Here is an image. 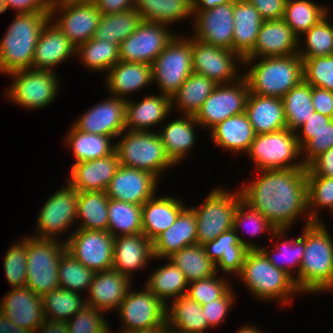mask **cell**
I'll return each mask as SVG.
<instances>
[{"instance_id": "6da1fadb", "label": "cell", "mask_w": 333, "mask_h": 333, "mask_svg": "<svg viewBox=\"0 0 333 333\" xmlns=\"http://www.w3.org/2000/svg\"><path fill=\"white\" fill-rule=\"evenodd\" d=\"M259 174L253 181L239 186L244 202L258 210L276 229L289 230L303 216V226L312 223L306 168L259 170Z\"/></svg>"}, {"instance_id": "7a4b0ae2", "label": "cell", "mask_w": 333, "mask_h": 333, "mask_svg": "<svg viewBox=\"0 0 333 333\" xmlns=\"http://www.w3.org/2000/svg\"><path fill=\"white\" fill-rule=\"evenodd\" d=\"M333 236L324 222L305 225V250L294 283L303 293L333 291Z\"/></svg>"}, {"instance_id": "3957f363", "label": "cell", "mask_w": 333, "mask_h": 333, "mask_svg": "<svg viewBox=\"0 0 333 333\" xmlns=\"http://www.w3.org/2000/svg\"><path fill=\"white\" fill-rule=\"evenodd\" d=\"M248 68L243 77L249 91L261 96L282 98L303 80V59L297 54L284 57L243 59Z\"/></svg>"}, {"instance_id": "277c9868", "label": "cell", "mask_w": 333, "mask_h": 333, "mask_svg": "<svg viewBox=\"0 0 333 333\" xmlns=\"http://www.w3.org/2000/svg\"><path fill=\"white\" fill-rule=\"evenodd\" d=\"M49 11L16 14L0 41V73L32 68L34 50Z\"/></svg>"}, {"instance_id": "5b68a950", "label": "cell", "mask_w": 333, "mask_h": 333, "mask_svg": "<svg viewBox=\"0 0 333 333\" xmlns=\"http://www.w3.org/2000/svg\"><path fill=\"white\" fill-rule=\"evenodd\" d=\"M237 276L255 298L266 302L277 300L280 307L292 304L293 297L301 294L294 279L284 270L276 268L258 249L247 252Z\"/></svg>"}, {"instance_id": "8992f818", "label": "cell", "mask_w": 333, "mask_h": 333, "mask_svg": "<svg viewBox=\"0 0 333 333\" xmlns=\"http://www.w3.org/2000/svg\"><path fill=\"white\" fill-rule=\"evenodd\" d=\"M117 138L115 151L120 165L150 172L158 179L168 168H174L158 132L124 130Z\"/></svg>"}, {"instance_id": "52a82bcc", "label": "cell", "mask_w": 333, "mask_h": 333, "mask_svg": "<svg viewBox=\"0 0 333 333\" xmlns=\"http://www.w3.org/2000/svg\"><path fill=\"white\" fill-rule=\"evenodd\" d=\"M66 250V243L57 239H40L27 237V279L28 287L36 295L44 294L59 288V260Z\"/></svg>"}, {"instance_id": "ba28073f", "label": "cell", "mask_w": 333, "mask_h": 333, "mask_svg": "<svg viewBox=\"0 0 333 333\" xmlns=\"http://www.w3.org/2000/svg\"><path fill=\"white\" fill-rule=\"evenodd\" d=\"M245 155L253 161L257 171L306 168L296 134L288 128L255 135Z\"/></svg>"}, {"instance_id": "9c48e42d", "label": "cell", "mask_w": 333, "mask_h": 333, "mask_svg": "<svg viewBox=\"0 0 333 333\" xmlns=\"http://www.w3.org/2000/svg\"><path fill=\"white\" fill-rule=\"evenodd\" d=\"M206 200L199 206H192L196 216L197 244L204 245L220 234L233 229V221L239 202L242 200L240 189L233 192L227 188H213Z\"/></svg>"}, {"instance_id": "30bf717a", "label": "cell", "mask_w": 333, "mask_h": 333, "mask_svg": "<svg viewBox=\"0 0 333 333\" xmlns=\"http://www.w3.org/2000/svg\"><path fill=\"white\" fill-rule=\"evenodd\" d=\"M12 79L4 99L25 109H43L54 102L60 81L55 71L24 69L8 74Z\"/></svg>"}, {"instance_id": "8fae6325", "label": "cell", "mask_w": 333, "mask_h": 333, "mask_svg": "<svg viewBox=\"0 0 333 333\" xmlns=\"http://www.w3.org/2000/svg\"><path fill=\"white\" fill-rule=\"evenodd\" d=\"M192 58L191 36L176 34L151 65L161 94L171 97L193 73Z\"/></svg>"}, {"instance_id": "7c38bea8", "label": "cell", "mask_w": 333, "mask_h": 333, "mask_svg": "<svg viewBox=\"0 0 333 333\" xmlns=\"http://www.w3.org/2000/svg\"><path fill=\"white\" fill-rule=\"evenodd\" d=\"M52 194L37 215V230L32 237L59 240L63 232L76 225L78 191L66 182Z\"/></svg>"}, {"instance_id": "4fadbf2b", "label": "cell", "mask_w": 333, "mask_h": 333, "mask_svg": "<svg viewBox=\"0 0 333 333\" xmlns=\"http://www.w3.org/2000/svg\"><path fill=\"white\" fill-rule=\"evenodd\" d=\"M116 313L122 325L118 333L153 329L166 323V305L145 285L139 291L131 287Z\"/></svg>"}, {"instance_id": "5bb4252c", "label": "cell", "mask_w": 333, "mask_h": 333, "mask_svg": "<svg viewBox=\"0 0 333 333\" xmlns=\"http://www.w3.org/2000/svg\"><path fill=\"white\" fill-rule=\"evenodd\" d=\"M249 93L244 77L234 83L217 85L194 116L198 127L210 131L228 117L244 113Z\"/></svg>"}, {"instance_id": "9a60e30c", "label": "cell", "mask_w": 333, "mask_h": 333, "mask_svg": "<svg viewBox=\"0 0 333 333\" xmlns=\"http://www.w3.org/2000/svg\"><path fill=\"white\" fill-rule=\"evenodd\" d=\"M191 49L194 73L210 78L217 85L234 83L243 77L239 73L243 59L234 51L205 44L194 37H191Z\"/></svg>"}, {"instance_id": "2e32d148", "label": "cell", "mask_w": 333, "mask_h": 333, "mask_svg": "<svg viewBox=\"0 0 333 333\" xmlns=\"http://www.w3.org/2000/svg\"><path fill=\"white\" fill-rule=\"evenodd\" d=\"M72 232L63 240L70 254L94 273L112 269L114 237L108 231L75 228Z\"/></svg>"}, {"instance_id": "e0dca14e", "label": "cell", "mask_w": 333, "mask_h": 333, "mask_svg": "<svg viewBox=\"0 0 333 333\" xmlns=\"http://www.w3.org/2000/svg\"><path fill=\"white\" fill-rule=\"evenodd\" d=\"M49 17L77 47L94 37L101 13L93 1L50 3Z\"/></svg>"}, {"instance_id": "ac0fdd59", "label": "cell", "mask_w": 333, "mask_h": 333, "mask_svg": "<svg viewBox=\"0 0 333 333\" xmlns=\"http://www.w3.org/2000/svg\"><path fill=\"white\" fill-rule=\"evenodd\" d=\"M168 27L160 23L142 21L119 45L120 60L152 65L176 35Z\"/></svg>"}, {"instance_id": "d6986e66", "label": "cell", "mask_w": 333, "mask_h": 333, "mask_svg": "<svg viewBox=\"0 0 333 333\" xmlns=\"http://www.w3.org/2000/svg\"><path fill=\"white\" fill-rule=\"evenodd\" d=\"M74 124L76 129L86 132L113 137L114 139L125 130L126 100L109 95L95 103Z\"/></svg>"}, {"instance_id": "ffe728a7", "label": "cell", "mask_w": 333, "mask_h": 333, "mask_svg": "<svg viewBox=\"0 0 333 333\" xmlns=\"http://www.w3.org/2000/svg\"><path fill=\"white\" fill-rule=\"evenodd\" d=\"M233 0L215 8L193 13V37L233 51Z\"/></svg>"}, {"instance_id": "44dd1931", "label": "cell", "mask_w": 333, "mask_h": 333, "mask_svg": "<svg viewBox=\"0 0 333 333\" xmlns=\"http://www.w3.org/2000/svg\"><path fill=\"white\" fill-rule=\"evenodd\" d=\"M160 180L150 172L120 165L106 194L110 199L143 205L157 193Z\"/></svg>"}, {"instance_id": "7402d4cb", "label": "cell", "mask_w": 333, "mask_h": 333, "mask_svg": "<svg viewBox=\"0 0 333 333\" xmlns=\"http://www.w3.org/2000/svg\"><path fill=\"white\" fill-rule=\"evenodd\" d=\"M244 239L231 229L203 245L206 255L215 264L216 273L221 271L226 276L234 274L237 277L247 252L260 247L259 244L251 242V239Z\"/></svg>"}, {"instance_id": "603a6c76", "label": "cell", "mask_w": 333, "mask_h": 333, "mask_svg": "<svg viewBox=\"0 0 333 333\" xmlns=\"http://www.w3.org/2000/svg\"><path fill=\"white\" fill-rule=\"evenodd\" d=\"M132 280L114 269L94 273L86 294V305L104 313L117 311L120 303L133 287Z\"/></svg>"}, {"instance_id": "cb8c5ba5", "label": "cell", "mask_w": 333, "mask_h": 333, "mask_svg": "<svg viewBox=\"0 0 333 333\" xmlns=\"http://www.w3.org/2000/svg\"><path fill=\"white\" fill-rule=\"evenodd\" d=\"M0 312L18 327L34 333L45 321L42 297L28 287L11 288L0 300Z\"/></svg>"}, {"instance_id": "d4e9b609", "label": "cell", "mask_w": 333, "mask_h": 333, "mask_svg": "<svg viewBox=\"0 0 333 333\" xmlns=\"http://www.w3.org/2000/svg\"><path fill=\"white\" fill-rule=\"evenodd\" d=\"M72 57H76V46L49 19L39 34L32 69L54 71L58 64Z\"/></svg>"}, {"instance_id": "484cf974", "label": "cell", "mask_w": 333, "mask_h": 333, "mask_svg": "<svg viewBox=\"0 0 333 333\" xmlns=\"http://www.w3.org/2000/svg\"><path fill=\"white\" fill-rule=\"evenodd\" d=\"M298 41L299 38L283 19L263 21L254 50L245 59L297 54Z\"/></svg>"}, {"instance_id": "4316f807", "label": "cell", "mask_w": 333, "mask_h": 333, "mask_svg": "<svg viewBox=\"0 0 333 333\" xmlns=\"http://www.w3.org/2000/svg\"><path fill=\"white\" fill-rule=\"evenodd\" d=\"M67 182L78 192L106 191L120 162L116 151L112 154L72 164Z\"/></svg>"}, {"instance_id": "83f0119b", "label": "cell", "mask_w": 333, "mask_h": 333, "mask_svg": "<svg viewBox=\"0 0 333 333\" xmlns=\"http://www.w3.org/2000/svg\"><path fill=\"white\" fill-rule=\"evenodd\" d=\"M153 259L152 241L145 234L114 237L112 269L132 279L134 272L147 268Z\"/></svg>"}, {"instance_id": "f1b7e54d", "label": "cell", "mask_w": 333, "mask_h": 333, "mask_svg": "<svg viewBox=\"0 0 333 333\" xmlns=\"http://www.w3.org/2000/svg\"><path fill=\"white\" fill-rule=\"evenodd\" d=\"M170 113L171 97L161 93L147 95L139 102L127 99L125 130L151 132L154 126L164 123Z\"/></svg>"}, {"instance_id": "f546056e", "label": "cell", "mask_w": 333, "mask_h": 333, "mask_svg": "<svg viewBox=\"0 0 333 333\" xmlns=\"http://www.w3.org/2000/svg\"><path fill=\"white\" fill-rule=\"evenodd\" d=\"M197 244L196 216L188 205L181 211L176 221L160 233L153 241L154 260L167 259L183 247Z\"/></svg>"}, {"instance_id": "4dcf8cb0", "label": "cell", "mask_w": 333, "mask_h": 333, "mask_svg": "<svg viewBox=\"0 0 333 333\" xmlns=\"http://www.w3.org/2000/svg\"><path fill=\"white\" fill-rule=\"evenodd\" d=\"M105 77L108 93L125 100L129 99L128 94L140 92L153 83L152 66L147 63L120 60L106 73Z\"/></svg>"}, {"instance_id": "1f68e13d", "label": "cell", "mask_w": 333, "mask_h": 333, "mask_svg": "<svg viewBox=\"0 0 333 333\" xmlns=\"http://www.w3.org/2000/svg\"><path fill=\"white\" fill-rule=\"evenodd\" d=\"M180 115L167 124L164 122V126H161L163 128L158 130L166 155L175 166L183 162L192 151L196 144V127L199 125L194 116Z\"/></svg>"}, {"instance_id": "d6a6232c", "label": "cell", "mask_w": 333, "mask_h": 333, "mask_svg": "<svg viewBox=\"0 0 333 333\" xmlns=\"http://www.w3.org/2000/svg\"><path fill=\"white\" fill-rule=\"evenodd\" d=\"M187 204L171 196H157V193L142 205V233L153 241L166 231L177 219Z\"/></svg>"}, {"instance_id": "836d02e7", "label": "cell", "mask_w": 333, "mask_h": 333, "mask_svg": "<svg viewBox=\"0 0 333 333\" xmlns=\"http://www.w3.org/2000/svg\"><path fill=\"white\" fill-rule=\"evenodd\" d=\"M302 230L301 236L289 240L287 238L284 239L289 232L288 229H276L270 239H278L274 245L275 247L273 248L271 247L273 244H269L267 247L261 246L258 248L269 262L276 268L284 270L293 279H295L296 276L294 273L296 272L298 275L300 271V265L305 250V226ZM268 248H272L270 250L273 251H270Z\"/></svg>"}, {"instance_id": "e575fe53", "label": "cell", "mask_w": 333, "mask_h": 333, "mask_svg": "<svg viewBox=\"0 0 333 333\" xmlns=\"http://www.w3.org/2000/svg\"><path fill=\"white\" fill-rule=\"evenodd\" d=\"M233 19V51L245 59L254 50L264 20L246 0H233Z\"/></svg>"}, {"instance_id": "d590c367", "label": "cell", "mask_w": 333, "mask_h": 333, "mask_svg": "<svg viewBox=\"0 0 333 333\" xmlns=\"http://www.w3.org/2000/svg\"><path fill=\"white\" fill-rule=\"evenodd\" d=\"M245 113L255 134L271 133L287 128L281 98L249 93Z\"/></svg>"}, {"instance_id": "8d00e7d4", "label": "cell", "mask_w": 333, "mask_h": 333, "mask_svg": "<svg viewBox=\"0 0 333 333\" xmlns=\"http://www.w3.org/2000/svg\"><path fill=\"white\" fill-rule=\"evenodd\" d=\"M209 134L211 142L217 147L242 154L247 153L256 135L245 112L218 123Z\"/></svg>"}, {"instance_id": "74e56055", "label": "cell", "mask_w": 333, "mask_h": 333, "mask_svg": "<svg viewBox=\"0 0 333 333\" xmlns=\"http://www.w3.org/2000/svg\"><path fill=\"white\" fill-rule=\"evenodd\" d=\"M166 323L173 332L207 333L208 325L202 305L187 295L180 296L166 305Z\"/></svg>"}, {"instance_id": "f35d334b", "label": "cell", "mask_w": 333, "mask_h": 333, "mask_svg": "<svg viewBox=\"0 0 333 333\" xmlns=\"http://www.w3.org/2000/svg\"><path fill=\"white\" fill-rule=\"evenodd\" d=\"M135 10L142 21L166 26L193 18L192 0H135Z\"/></svg>"}, {"instance_id": "ab89813d", "label": "cell", "mask_w": 333, "mask_h": 333, "mask_svg": "<svg viewBox=\"0 0 333 333\" xmlns=\"http://www.w3.org/2000/svg\"><path fill=\"white\" fill-rule=\"evenodd\" d=\"M65 136V146L68 147L73 154L74 164L97 158H103L115 151V143L113 137L103 136L99 134L86 133L70 126Z\"/></svg>"}, {"instance_id": "60d3db41", "label": "cell", "mask_w": 333, "mask_h": 333, "mask_svg": "<svg viewBox=\"0 0 333 333\" xmlns=\"http://www.w3.org/2000/svg\"><path fill=\"white\" fill-rule=\"evenodd\" d=\"M216 86L210 78L193 72L171 96L172 110L179 109L182 115L195 116Z\"/></svg>"}, {"instance_id": "b9f144b4", "label": "cell", "mask_w": 333, "mask_h": 333, "mask_svg": "<svg viewBox=\"0 0 333 333\" xmlns=\"http://www.w3.org/2000/svg\"><path fill=\"white\" fill-rule=\"evenodd\" d=\"M166 261V264L151 271L152 273L145 283V286L165 305L168 300L186 295L188 289L184 273L170 260Z\"/></svg>"}, {"instance_id": "7bdbcfd3", "label": "cell", "mask_w": 333, "mask_h": 333, "mask_svg": "<svg viewBox=\"0 0 333 333\" xmlns=\"http://www.w3.org/2000/svg\"><path fill=\"white\" fill-rule=\"evenodd\" d=\"M108 202L106 191L78 192L77 222L79 229L107 231Z\"/></svg>"}, {"instance_id": "ee69618b", "label": "cell", "mask_w": 333, "mask_h": 333, "mask_svg": "<svg viewBox=\"0 0 333 333\" xmlns=\"http://www.w3.org/2000/svg\"><path fill=\"white\" fill-rule=\"evenodd\" d=\"M183 273L188 283L216 274L215 264L206 255L203 245L186 246L167 258Z\"/></svg>"}, {"instance_id": "f6af8a7d", "label": "cell", "mask_w": 333, "mask_h": 333, "mask_svg": "<svg viewBox=\"0 0 333 333\" xmlns=\"http://www.w3.org/2000/svg\"><path fill=\"white\" fill-rule=\"evenodd\" d=\"M142 22L135 8L114 14H101L95 39L120 45Z\"/></svg>"}, {"instance_id": "bcb514c9", "label": "cell", "mask_w": 333, "mask_h": 333, "mask_svg": "<svg viewBox=\"0 0 333 333\" xmlns=\"http://www.w3.org/2000/svg\"><path fill=\"white\" fill-rule=\"evenodd\" d=\"M328 6L311 0H287L283 20L301 39V35L329 13Z\"/></svg>"}, {"instance_id": "7dc6e473", "label": "cell", "mask_w": 333, "mask_h": 333, "mask_svg": "<svg viewBox=\"0 0 333 333\" xmlns=\"http://www.w3.org/2000/svg\"><path fill=\"white\" fill-rule=\"evenodd\" d=\"M119 45L94 37L76 47V57L94 72L107 73L119 61Z\"/></svg>"}, {"instance_id": "c3c4849f", "label": "cell", "mask_w": 333, "mask_h": 333, "mask_svg": "<svg viewBox=\"0 0 333 333\" xmlns=\"http://www.w3.org/2000/svg\"><path fill=\"white\" fill-rule=\"evenodd\" d=\"M107 231L113 237L142 233V205L109 198Z\"/></svg>"}, {"instance_id": "681fc988", "label": "cell", "mask_w": 333, "mask_h": 333, "mask_svg": "<svg viewBox=\"0 0 333 333\" xmlns=\"http://www.w3.org/2000/svg\"><path fill=\"white\" fill-rule=\"evenodd\" d=\"M63 288H56L42 296L43 313L47 321L67 322L86 306L84 296Z\"/></svg>"}, {"instance_id": "f907efd6", "label": "cell", "mask_w": 333, "mask_h": 333, "mask_svg": "<svg viewBox=\"0 0 333 333\" xmlns=\"http://www.w3.org/2000/svg\"><path fill=\"white\" fill-rule=\"evenodd\" d=\"M286 125L296 131L315 112L312 104V86L302 80L282 98Z\"/></svg>"}, {"instance_id": "816d5d0a", "label": "cell", "mask_w": 333, "mask_h": 333, "mask_svg": "<svg viewBox=\"0 0 333 333\" xmlns=\"http://www.w3.org/2000/svg\"><path fill=\"white\" fill-rule=\"evenodd\" d=\"M330 12L316 25L305 32L298 45V55L301 58H313L333 55V22H330ZM329 17V18H328ZM301 42L302 45L300 44Z\"/></svg>"}, {"instance_id": "f5cc1de1", "label": "cell", "mask_w": 333, "mask_h": 333, "mask_svg": "<svg viewBox=\"0 0 333 333\" xmlns=\"http://www.w3.org/2000/svg\"><path fill=\"white\" fill-rule=\"evenodd\" d=\"M93 276L92 270L86 268L67 250L63 252L59 260L58 281L60 288L77 293H87Z\"/></svg>"}, {"instance_id": "db71d44e", "label": "cell", "mask_w": 333, "mask_h": 333, "mask_svg": "<svg viewBox=\"0 0 333 333\" xmlns=\"http://www.w3.org/2000/svg\"><path fill=\"white\" fill-rule=\"evenodd\" d=\"M307 177L308 212L311 222H323L319 211L328 209L333 217V178Z\"/></svg>"}, {"instance_id": "11a10c76", "label": "cell", "mask_w": 333, "mask_h": 333, "mask_svg": "<svg viewBox=\"0 0 333 333\" xmlns=\"http://www.w3.org/2000/svg\"><path fill=\"white\" fill-rule=\"evenodd\" d=\"M27 236L18 240L9 247L4 255V272L11 288H22L26 285L27 279Z\"/></svg>"}, {"instance_id": "9f6ffc18", "label": "cell", "mask_w": 333, "mask_h": 333, "mask_svg": "<svg viewBox=\"0 0 333 333\" xmlns=\"http://www.w3.org/2000/svg\"><path fill=\"white\" fill-rule=\"evenodd\" d=\"M241 228L248 231L247 233L250 234L249 238L259 236L260 233L263 234L265 232L271 236L276 230L258 210L253 209L243 200L238 204L233 221V229L237 235L241 231Z\"/></svg>"}, {"instance_id": "6f0895ef", "label": "cell", "mask_w": 333, "mask_h": 333, "mask_svg": "<svg viewBox=\"0 0 333 333\" xmlns=\"http://www.w3.org/2000/svg\"><path fill=\"white\" fill-rule=\"evenodd\" d=\"M217 275L220 276L216 273L207 279L188 283L186 295L201 305L221 298L232 287V283H229L228 277L225 276L224 279Z\"/></svg>"}, {"instance_id": "680465c9", "label": "cell", "mask_w": 333, "mask_h": 333, "mask_svg": "<svg viewBox=\"0 0 333 333\" xmlns=\"http://www.w3.org/2000/svg\"><path fill=\"white\" fill-rule=\"evenodd\" d=\"M303 59V80L333 92V55Z\"/></svg>"}, {"instance_id": "91938a15", "label": "cell", "mask_w": 333, "mask_h": 333, "mask_svg": "<svg viewBox=\"0 0 333 333\" xmlns=\"http://www.w3.org/2000/svg\"><path fill=\"white\" fill-rule=\"evenodd\" d=\"M105 313L88 305L79 310L66 323L69 333H110Z\"/></svg>"}, {"instance_id": "94428289", "label": "cell", "mask_w": 333, "mask_h": 333, "mask_svg": "<svg viewBox=\"0 0 333 333\" xmlns=\"http://www.w3.org/2000/svg\"><path fill=\"white\" fill-rule=\"evenodd\" d=\"M333 147V120L322 130L313 134L302 148V161L307 167L316 157Z\"/></svg>"}, {"instance_id": "6125c7cd", "label": "cell", "mask_w": 333, "mask_h": 333, "mask_svg": "<svg viewBox=\"0 0 333 333\" xmlns=\"http://www.w3.org/2000/svg\"><path fill=\"white\" fill-rule=\"evenodd\" d=\"M233 289L231 287L221 298L202 305L205 318L211 328L220 326L226 320L237 297Z\"/></svg>"}, {"instance_id": "be15d7a7", "label": "cell", "mask_w": 333, "mask_h": 333, "mask_svg": "<svg viewBox=\"0 0 333 333\" xmlns=\"http://www.w3.org/2000/svg\"><path fill=\"white\" fill-rule=\"evenodd\" d=\"M333 119L326 115H322L319 112H314L311 116L302 124L296 131V138L300 148H302L310 139L313 138V134L322 130Z\"/></svg>"}, {"instance_id": "e7e4bbea", "label": "cell", "mask_w": 333, "mask_h": 333, "mask_svg": "<svg viewBox=\"0 0 333 333\" xmlns=\"http://www.w3.org/2000/svg\"><path fill=\"white\" fill-rule=\"evenodd\" d=\"M260 13L261 18L266 20L282 19L287 0H246Z\"/></svg>"}, {"instance_id": "03108f58", "label": "cell", "mask_w": 333, "mask_h": 333, "mask_svg": "<svg viewBox=\"0 0 333 333\" xmlns=\"http://www.w3.org/2000/svg\"><path fill=\"white\" fill-rule=\"evenodd\" d=\"M306 176L333 178V147L316 157L306 167Z\"/></svg>"}, {"instance_id": "003e7915", "label": "cell", "mask_w": 333, "mask_h": 333, "mask_svg": "<svg viewBox=\"0 0 333 333\" xmlns=\"http://www.w3.org/2000/svg\"><path fill=\"white\" fill-rule=\"evenodd\" d=\"M312 104L314 110L333 119V92L312 86Z\"/></svg>"}, {"instance_id": "a7ac6f4b", "label": "cell", "mask_w": 333, "mask_h": 333, "mask_svg": "<svg viewBox=\"0 0 333 333\" xmlns=\"http://www.w3.org/2000/svg\"><path fill=\"white\" fill-rule=\"evenodd\" d=\"M15 14H29L39 11H49L50 0H6Z\"/></svg>"}, {"instance_id": "89a4df30", "label": "cell", "mask_w": 333, "mask_h": 333, "mask_svg": "<svg viewBox=\"0 0 333 333\" xmlns=\"http://www.w3.org/2000/svg\"><path fill=\"white\" fill-rule=\"evenodd\" d=\"M101 14H114L135 7V0H94Z\"/></svg>"}, {"instance_id": "2644e50d", "label": "cell", "mask_w": 333, "mask_h": 333, "mask_svg": "<svg viewBox=\"0 0 333 333\" xmlns=\"http://www.w3.org/2000/svg\"><path fill=\"white\" fill-rule=\"evenodd\" d=\"M35 333H69V331L66 322L45 320Z\"/></svg>"}, {"instance_id": "8c879c8a", "label": "cell", "mask_w": 333, "mask_h": 333, "mask_svg": "<svg viewBox=\"0 0 333 333\" xmlns=\"http://www.w3.org/2000/svg\"><path fill=\"white\" fill-rule=\"evenodd\" d=\"M0 333H34L15 325L9 318L0 312Z\"/></svg>"}, {"instance_id": "753ad0ef", "label": "cell", "mask_w": 333, "mask_h": 333, "mask_svg": "<svg viewBox=\"0 0 333 333\" xmlns=\"http://www.w3.org/2000/svg\"><path fill=\"white\" fill-rule=\"evenodd\" d=\"M194 4V11L209 10L218 5L226 4L231 0H192Z\"/></svg>"}, {"instance_id": "34e18365", "label": "cell", "mask_w": 333, "mask_h": 333, "mask_svg": "<svg viewBox=\"0 0 333 333\" xmlns=\"http://www.w3.org/2000/svg\"><path fill=\"white\" fill-rule=\"evenodd\" d=\"M131 333H173V331L171 330V328L168 326L167 323H164L161 326H158L153 329L134 331Z\"/></svg>"}, {"instance_id": "11e5206c", "label": "cell", "mask_w": 333, "mask_h": 333, "mask_svg": "<svg viewBox=\"0 0 333 333\" xmlns=\"http://www.w3.org/2000/svg\"><path fill=\"white\" fill-rule=\"evenodd\" d=\"M236 333H265V331L257 328L256 325H244Z\"/></svg>"}, {"instance_id": "2a66077c", "label": "cell", "mask_w": 333, "mask_h": 333, "mask_svg": "<svg viewBox=\"0 0 333 333\" xmlns=\"http://www.w3.org/2000/svg\"><path fill=\"white\" fill-rule=\"evenodd\" d=\"M91 1H94V0H50V3L68 4V3L91 2Z\"/></svg>"}, {"instance_id": "b9fcfbb0", "label": "cell", "mask_w": 333, "mask_h": 333, "mask_svg": "<svg viewBox=\"0 0 333 333\" xmlns=\"http://www.w3.org/2000/svg\"><path fill=\"white\" fill-rule=\"evenodd\" d=\"M8 9H10L6 0H0V15L5 13Z\"/></svg>"}]
</instances>
